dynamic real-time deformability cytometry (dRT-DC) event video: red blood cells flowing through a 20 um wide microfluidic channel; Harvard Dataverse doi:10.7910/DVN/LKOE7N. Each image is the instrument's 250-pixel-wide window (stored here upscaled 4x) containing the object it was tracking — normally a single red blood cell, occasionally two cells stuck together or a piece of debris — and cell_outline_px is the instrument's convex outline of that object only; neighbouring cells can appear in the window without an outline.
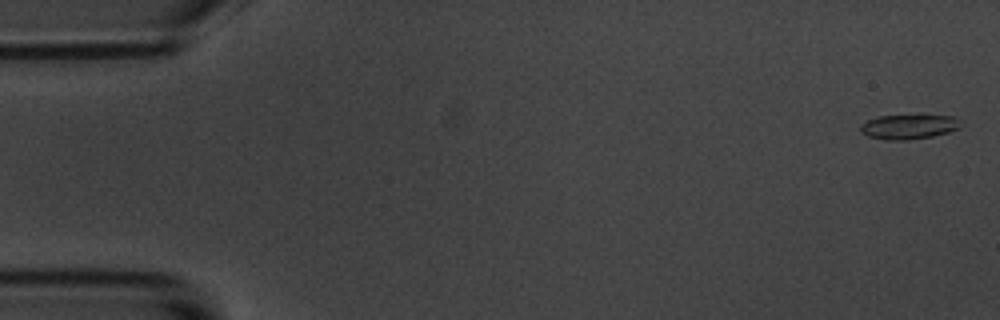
{"species": "common noctule bat (a hibernating species)", "species_latin": "Nyctalus noctula", "temperature_condition": "room temperature", "stored_images_in_passage": 57, "camera_frame_rate_fps": 3000, "um_per_image_px": 0.085, "animal": {"sex": "male", "body_mass_g": 20.1, "forearm_length_mm": 53.5}, "frame": {"image": 1, "passage_image": 1, "time_ms": 0.0, "image_size_px": [1000, 320], "cell_outline_px": [[964, 124], [960, 128], [948, 132], [932, 136], [908, 140], [884, 140], [868, 136], [860, 132], [860, 124], [868, 120], [880, 116], [924, 112], [956, 116]], "centroid_in_image_um": [77.33, 10.71], "position_along_channel_um": 7.7, "area_um2": 15.49}}
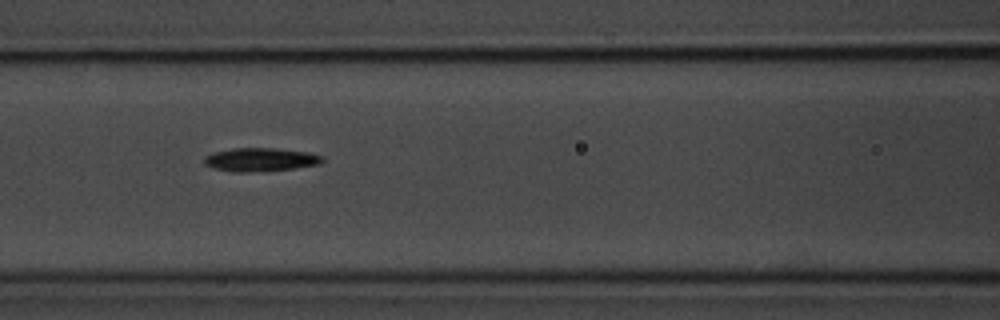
{"frame": {"image": 2, "passage_image": 24, "time_ms": 7.667, "image_size_px": [1000, 320], "cell_outline_px": [[324, 160], [320, 164], [292, 168], [244, 172], [236, 172], [216, 168], [204, 164], [204, 156], [216, 152], [232, 148], [276, 148], [308, 152], [324, 156]], "centroid_in_image_um": [22.17, 13.55], "position_along_channel_um": 144.4, "area_um2": 15.9}}
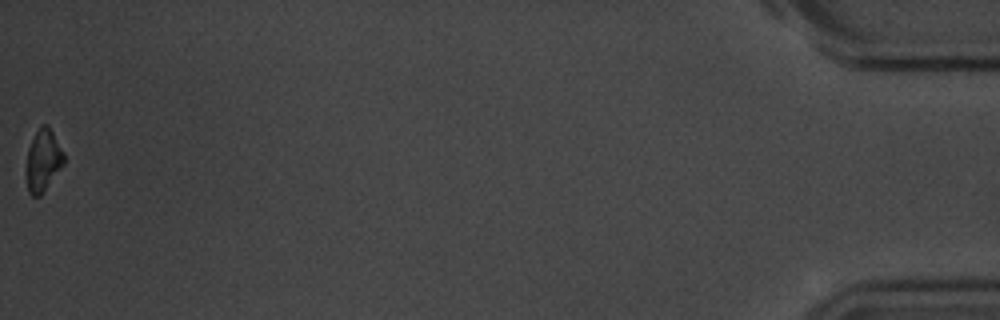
{"frame": {"image": 3, "passage_image": 57, "time_ms": 18.667, "image_size_px": [1000, 320], "cell_outline_px": [[64, 164], [40, 196], [32, 196], [28, 192], [24, 172], [28, 148], [40, 124], [48, 124], [64, 152]], "centroid_in_image_um": [3.63, 13.64], "position_along_channel_um": 431.6, "area_um2": 13.87}, "authors_computed_cell_mechanics": {"area_um2": 15.0858, "velocity_mm_per_s": 3.5147, "shape_relaxation_time_tau1_ms": 2.4311, "shape_relaxation_time_tau2_ms": null, "deformation_change_tau1": 0.1255, "deformation_change_tau2": null}}